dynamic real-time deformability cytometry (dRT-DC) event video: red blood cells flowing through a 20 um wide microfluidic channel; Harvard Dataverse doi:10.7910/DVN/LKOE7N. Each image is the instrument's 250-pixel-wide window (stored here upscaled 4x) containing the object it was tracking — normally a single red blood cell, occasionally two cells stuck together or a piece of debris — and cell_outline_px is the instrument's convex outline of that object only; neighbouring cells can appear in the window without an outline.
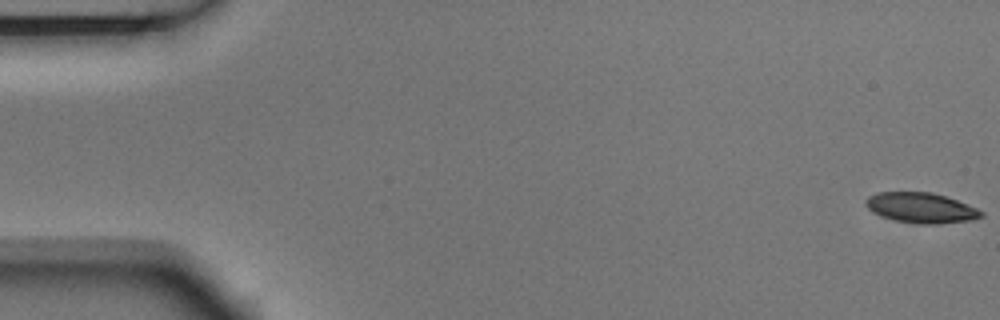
{"species": "Egyptian fruit bat (a non-hibernating species)", "species_latin": "Rousettus aegyptiacus", "temperature_condition": "room temperature", "stored_images_in_passage": 5, "camera_frame_rate_fps": 3000, "um_per_image_px": 0.085, "animal": {"sex": "male"}, "frame": {"image": 1, "passage_image": 1, "time_ms": 0.0, "image_size_px": [1000, 320], "cell_outline_px": [[984, 216], [972, 220], [936, 224], [920, 224], [896, 220], [872, 212], [864, 204], [864, 200], [868, 196], [876, 192], [932, 192], [956, 200], [976, 208], [984, 212]], "centroid_in_image_um": [78.27, 17.66], "position_along_channel_um": 6.7, "area_um2": 20.29}}
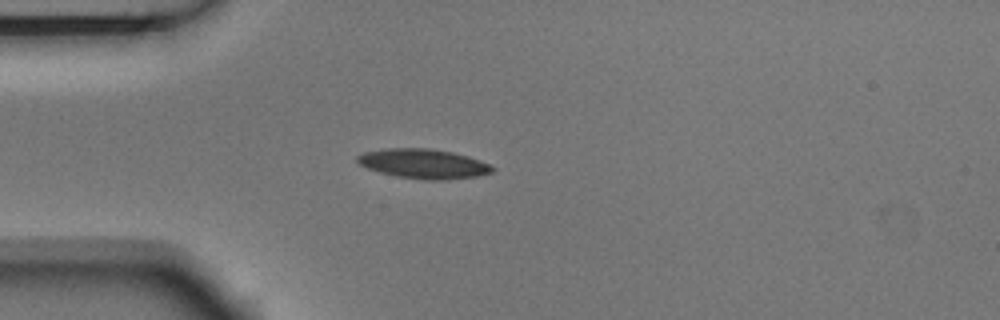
{"frame": {"image": 2, "passage_image": 5, "time_ms": 1.333, "image_size_px": [1000, 320], "cell_outline_px": [[496, 168], [492, 172], [476, 176], [444, 180], [428, 180], [396, 176], [380, 172], [368, 168], [360, 164], [356, 160], [356, 156], [364, 152], [384, 148], [428, 148], [452, 152], [468, 156], [480, 160]], "centroid_in_image_um": [35.99, 13.91], "position_along_channel_um": 49.0, "area_um2": 23.18}}